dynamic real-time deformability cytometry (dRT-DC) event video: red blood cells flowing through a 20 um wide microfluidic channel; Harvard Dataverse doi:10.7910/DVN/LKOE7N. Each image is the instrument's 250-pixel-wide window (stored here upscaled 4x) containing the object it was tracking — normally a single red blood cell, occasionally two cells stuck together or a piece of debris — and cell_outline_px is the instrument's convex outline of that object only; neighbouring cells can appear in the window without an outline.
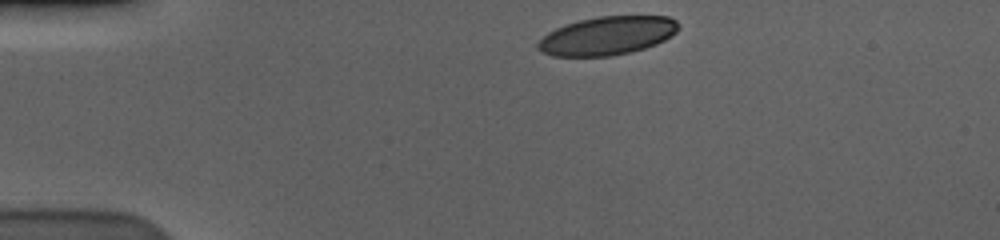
{"species": "human", "species_latin": "Homo sapiens", "temperature_condition": "cold", "stored_images_in_passage": 38, "camera_frame_rate_fps": 3000, "um_per_image_px": 0.085, "donor": {"sex": "male"}, "frame": {"image": 1, "passage_image": 1, "time_ms": 0.0, "image_size_px": [1000, 240], "cell_outline_px": [[680, 28], [672, 36], [656, 44], [644, 48], [612, 56], [552, 56], [540, 52], [536, 48], [536, 44], [548, 32], [564, 24], [580, 20], [600, 16], [668, 16], [676, 20]], "centroid_in_image_um": [51.6, 3.03], "position_along_channel_um": 33.4, "area_um2": 31.62}}
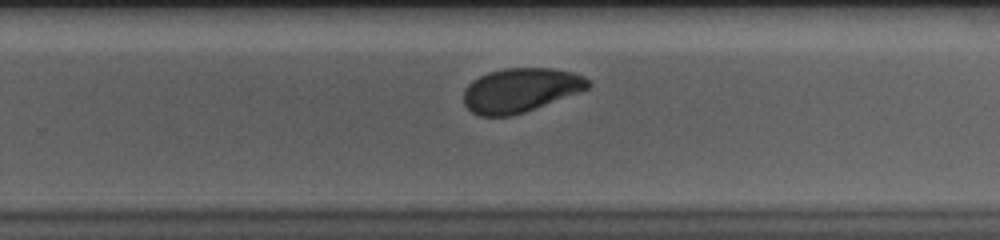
{"frame": {"image": 2, "passage_image": 27, "time_ms": 8.667, "image_size_px": [1000, 240], "cell_outline_px": [[592, 84], [588, 88], [580, 92], [524, 112], [512, 116], [480, 116], [472, 112], [464, 104], [464, 88], [472, 80], [488, 72], [504, 68], [552, 68], [572, 72], [584, 76]], "centroid_in_image_um": [44.23, 7.66], "position_along_channel_um": 285.6, "area_um2": 32.02}}
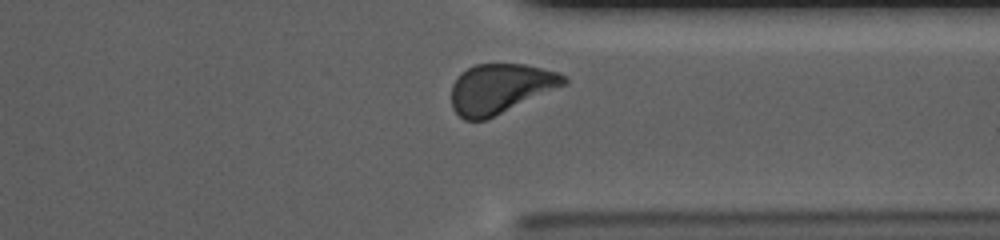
{"frame": {"image": 3, "passage_image": 34, "time_ms": 11.0, "image_size_px": [1000, 240], "cell_outline_px": [[568, 80], [564, 84], [484, 120], [464, 120], [452, 108], [452, 84], [460, 72], [476, 64], [524, 64], [560, 72], [568, 76]], "centroid_in_image_um": [42.49, 7.5], "position_along_channel_um": 368.9, "area_um2": 32.02}, "authors_computed_cell_mechanics": {"area_um2": 33.2639, "velocity_mm_per_s": 3.5694, "shape_relaxation_time_tau1_ms": 3.5418, "shape_relaxation_time_tau2_ms": 1.518, "deformation_change_tau1": 0.1241, "deformation_change_tau2": 0.0596}}